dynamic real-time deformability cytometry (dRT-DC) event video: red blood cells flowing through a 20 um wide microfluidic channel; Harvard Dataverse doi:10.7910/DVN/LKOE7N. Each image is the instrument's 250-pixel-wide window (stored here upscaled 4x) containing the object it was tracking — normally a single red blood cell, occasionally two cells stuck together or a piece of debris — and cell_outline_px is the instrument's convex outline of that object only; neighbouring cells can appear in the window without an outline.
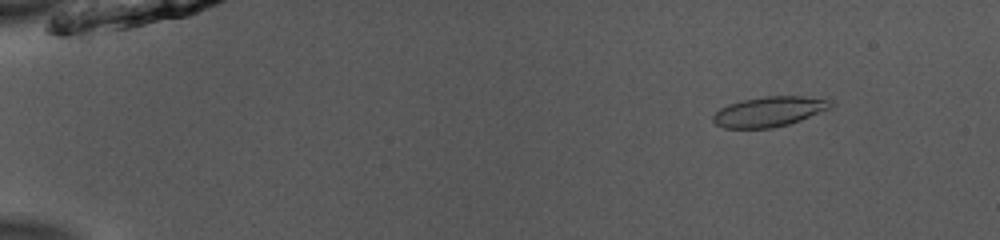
{"species": "common noctule bat (a hibernating species)", "species_latin": "Nyctalus noctula", "temperature_condition": "room temperature", "stored_images_in_passage": 52, "camera_frame_rate_fps": 3000, "um_per_image_px": 0.085, "animal": {"sex": "male", "body_mass_g": 13.0, "forearm_length_mm": 53.1}, "frame": {"image": 1, "passage_image": 7, "time_ms": 2.0, "image_size_px": [1000, 240], "cell_outline_px": [[836, 104], [828, 108], [800, 120], [788, 124], [772, 128], [724, 128], [716, 124], [712, 120], [712, 116], [720, 108], [728, 104], [744, 100], [764, 96], [800, 96], [832, 100]], "centroid_in_image_um": [65.36, 9.48], "position_along_channel_um": 19.6, "area_um2": 20.4}}
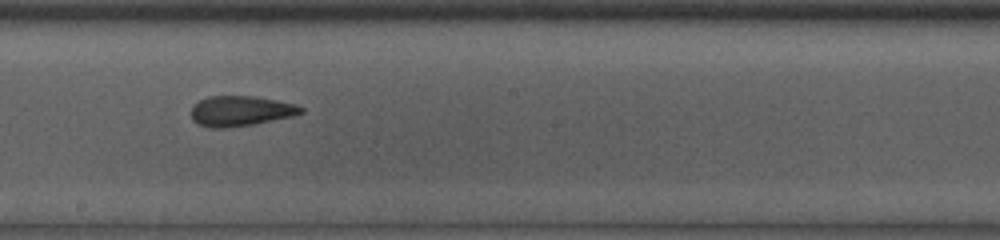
{"frame": {"image": 2, "passage_image": 31, "time_ms": 10.0, "image_size_px": [1000, 240], "cell_outline_px": [[304, 112], [292, 116], [256, 124], [224, 128], [208, 128], [196, 124], [192, 120], [192, 104], [208, 96], [256, 96], [296, 104], [304, 108]], "centroid_in_image_um": [20.43, 9.44], "position_along_channel_um": 227.8, "area_um2": 19.59}}
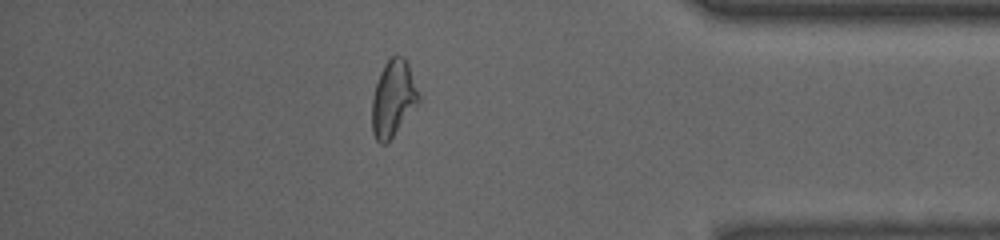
{"frame": {"image": 3, "passage_image": 46, "time_ms": 15.0, "image_size_px": [1000, 240], "cell_outline_px": [[420, 100], [392, 136], [384, 144], [380, 144], [376, 140], [372, 132], [372, 100], [376, 84], [380, 72], [384, 64], [396, 52], [404, 56], [408, 64], [420, 96]], "centroid_in_image_um": [33.41, 8.32], "position_along_channel_um": 401.8, "area_um2": 20.46}, "authors_computed_cell_mechanics": {"area_um2": 20.4034, "velocity_mm_per_s": 3.9603, "shape_relaxation_time_tau1_ms": 5.8253, "shape_relaxation_time_tau2_ms": 1.9295, "deformation_change_tau1": 0.1431, "deformation_change_tau2": 0.092}}